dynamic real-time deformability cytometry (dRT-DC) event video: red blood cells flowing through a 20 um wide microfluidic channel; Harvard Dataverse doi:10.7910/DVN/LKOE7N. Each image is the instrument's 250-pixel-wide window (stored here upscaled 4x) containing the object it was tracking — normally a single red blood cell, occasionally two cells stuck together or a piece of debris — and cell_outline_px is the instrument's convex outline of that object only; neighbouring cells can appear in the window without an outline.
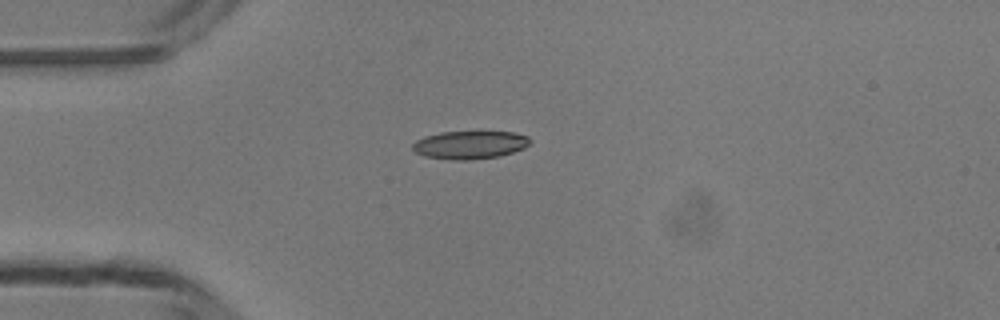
{"species": "common noctule bat (a hibernating species)", "species_latin": "Nyctalus noctula", "temperature_condition": "room temperature", "stored_images_in_passage": 28, "camera_frame_rate_fps": 3000, "um_per_image_px": 0.085, "animal": {"sex": "male", "body_mass_g": 13.3}, "frame": {"image": 1, "passage_image": 1, "time_ms": 0.0, "image_size_px": [1000, 320], "cell_outline_px": [[532, 140], [524, 148], [500, 156], [468, 160], [452, 160], [424, 156], [416, 152], [412, 148], [412, 144], [416, 140], [424, 136], [440, 132], [480, 128], [512, 132], [528, 136]], "centroid_in_image_um": [39.96, 12.25], "position_along_channel_um": 45.0, "area_um2": 20.23}}
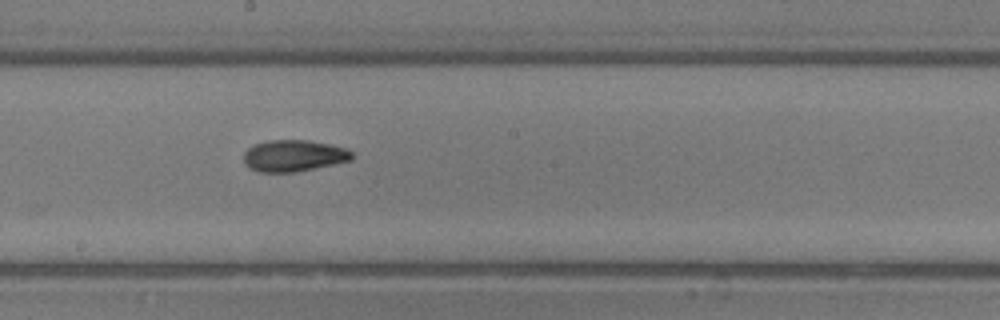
{"frame": {"image": 2, "passage_image": 15, "time_ms": 4.667, "image_size_px": [1000, 320], "cell_outline_px": [[352, 160], [296, 172], [260, 172], [248, 168], [244, 164], [244, 152], [248, 148], [256, 144], [268, 140], [308, 140], [328, 144], [344, 148], [352, 152]], "centroid_in_image_um": [24.93, 13.24], "position_along_channel_um": 223.3, "area_um2": 19.83}}
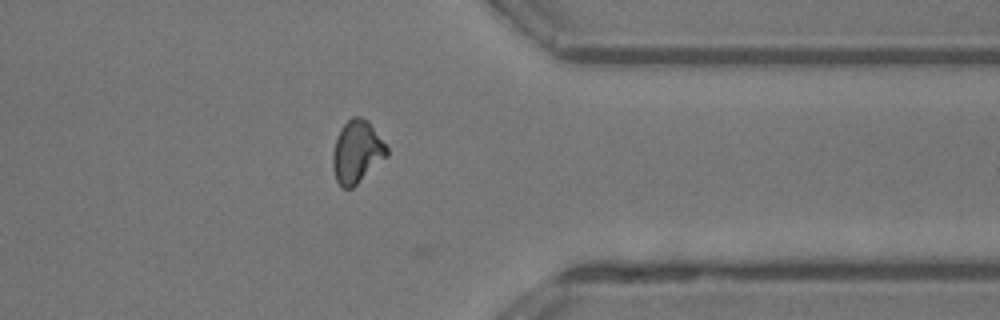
{"frame": {"image": 3, "passage_image": 27, "time_ms": 8.667, "image_size_px": [1000, 320], "cell_outline_px": [[388, 156], [352, 188], [340, 188], [336, 180], [332, 168], [332, 152], [336, 136], [340, 128], [352, 116], [360, 116], [368, 120], [388, 148]], "centroid_in_image_um": [30.31, 12.9], "position_along_channel_um": 381.1, "area_um2": 19.94}, "authors_computed_cell_mechanics": {"area_um2": 19.8254, "velocity_mm_per_s": 4.1857, "shape_relaxation_time_tau1_ms": null, "shape_relaxation_time_tau2_ms": 2.4658, "deformation_change_tau1": null, "deformation_change_tau2": 0.0754}}